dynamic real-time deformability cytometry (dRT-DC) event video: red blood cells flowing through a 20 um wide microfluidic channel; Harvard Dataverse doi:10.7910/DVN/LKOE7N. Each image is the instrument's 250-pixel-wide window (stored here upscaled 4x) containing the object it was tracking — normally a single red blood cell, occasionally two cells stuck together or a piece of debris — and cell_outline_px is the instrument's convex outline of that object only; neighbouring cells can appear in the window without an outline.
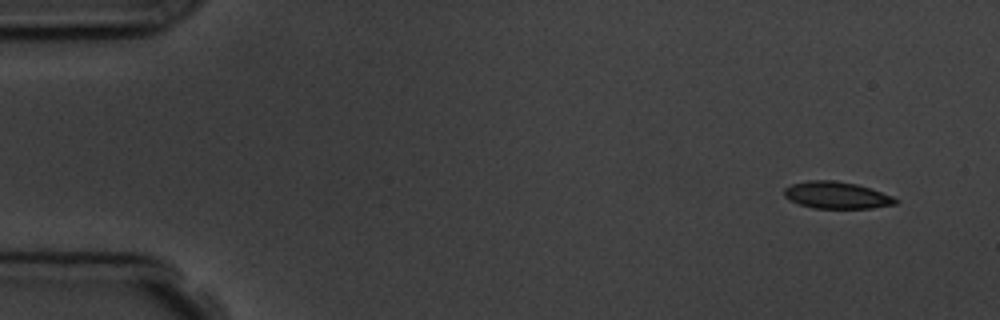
{"species": "common noctule bat (a hibernating species)", "species_latin": "Nyctalus noctula", "temperature_condition": "room temperature", "stored_images_in_passage": 6, "camera_frame_rate_fps": 3000, "um_per_image_px": 0.085, "animal": {"sex": "male", "body_mass_g": 19.5, "forearm_length_mm": 54.6}, "frame": {"image": 1, "passage_image": 1, "time_ms": 0.0, "image_size_px": [1000, 320], "cell_outline_px": [[900, 200], [896, 204], [872, 208], [812, 208], [800, 204], [784, 196], [784, 188], [792, 184], [808, 180], [832, 180], [856, 184], [892, 196]], "centroid_in_image_um": [71.11, 16.59], "position_along_channel_um": 13.9, "area_um2": 17.28}}